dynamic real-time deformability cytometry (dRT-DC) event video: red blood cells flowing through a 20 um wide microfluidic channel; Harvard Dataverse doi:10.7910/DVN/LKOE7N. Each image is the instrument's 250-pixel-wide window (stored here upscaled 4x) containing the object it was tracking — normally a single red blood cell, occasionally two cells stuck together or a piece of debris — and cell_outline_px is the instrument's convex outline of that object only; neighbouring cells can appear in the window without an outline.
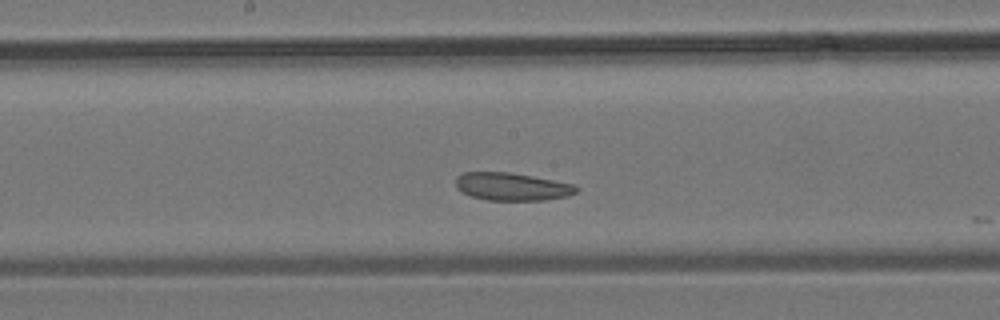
{"species": "common noctule bat (a hibernating species)", "species_latin": "Nyctalus noctula", "temperature_condition": "room temperature", "stored_images_in_passage": 18, "camera_frame_rate_fps": 3000, "um_per_image_px": 0.085, "animal": {"sex": "male", "body_mass_g": 19.2, "forearm_length_mm": 51.8}, "frame": {"image": 1, "passage_image": 15, "time_ms": 4.667, "image_size_px": [1000, 320], "cell_outline_px": [[580, 188], [576, 192], [568, 196], [544, 200], [488, 200], [472, 196], [456, 188], [456, 176], [464, 172], [508, 172], [532, 176], [572, 184]], "centroid_in_image_um": [43.51, 15.86], "position_along_channel_um": 204.7, "area_um2": 19.36}}
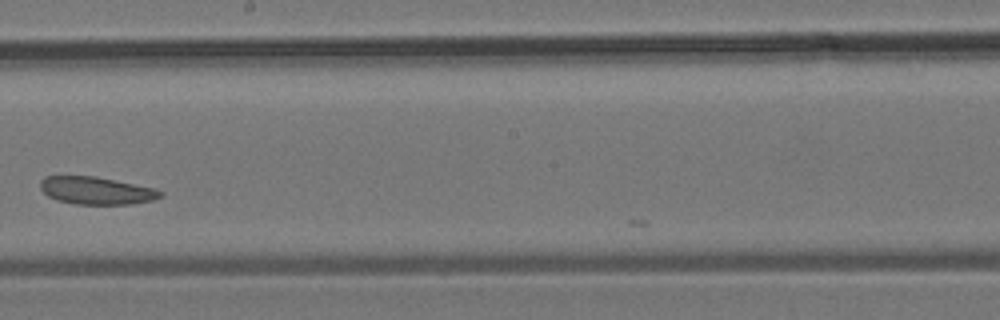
{"frame": {"image": 2, "passage_image": 17, "time_ms": 5.333, "image_size_px": [1000, 320], "cell_outline_px": [[164, 196], [152, 200], [132, 204], [76, 204], [56, 200], [48, 196], [40, 188], [40, 180], [44, 176], [96, 176], [152, 188], [164, 192]], "centroid_in_image_um": [8.17, 16.2], "position_along_channel_um": 240.0, "area_um2": 19.25}}